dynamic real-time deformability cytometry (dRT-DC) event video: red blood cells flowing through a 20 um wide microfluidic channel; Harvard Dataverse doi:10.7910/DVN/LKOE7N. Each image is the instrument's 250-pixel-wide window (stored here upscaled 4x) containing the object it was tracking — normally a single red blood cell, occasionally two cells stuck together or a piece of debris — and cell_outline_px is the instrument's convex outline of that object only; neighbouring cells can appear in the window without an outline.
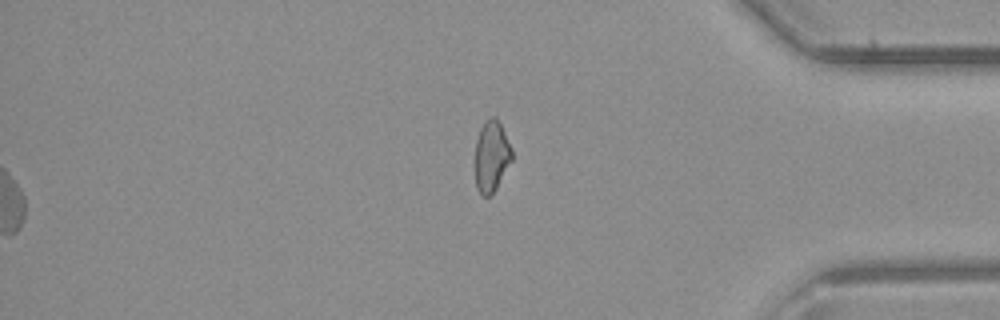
{"species": "common noctule bat (a hibernating species)", "species_latin": "Nyctalus noctula", "temperature_condition": "room temperature", "stored_images_in_passage": 30, "segment_of_instrument_passage": [2, 2], "camera_frame_rate_fps": 3000, "um_per_image_px": 0.085, "animal": {"sex": "male", "body_mass_g": 23.1, "forearm_length_mm": 52.7}, "frame": {"image": 1, "passage_image": 30, "time_ms": 9.667, "image_size_px": [1000, 320], "cell_outline_px": [[512, 160], [496, 188], [488, 196], [480, 196], [476, 188], [476, 140], [480, 128], [492, 116], [496, 116], [512, 148]], "centroid_in_image_um": [41.78, 13.29], "position_along_channel_um": 393.4, "area_um2": 15.03}}